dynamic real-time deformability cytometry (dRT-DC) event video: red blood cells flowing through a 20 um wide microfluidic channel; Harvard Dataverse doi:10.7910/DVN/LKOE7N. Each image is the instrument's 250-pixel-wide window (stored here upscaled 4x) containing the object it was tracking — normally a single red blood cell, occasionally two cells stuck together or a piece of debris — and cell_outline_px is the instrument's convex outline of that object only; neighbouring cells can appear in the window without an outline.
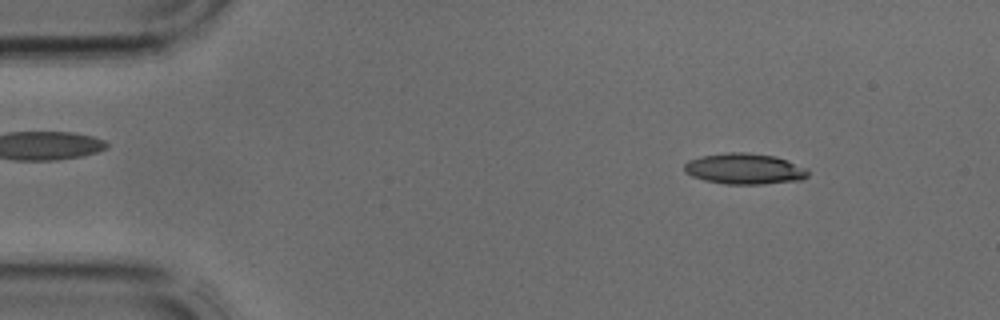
{"species": "common noctule bat (a hibernating species)", "species_latin": "Nyctalus noctula", "temperature_condition": "cold", "stored_images_in_passage": 4, "camera_frame_rate_fps": 3000, "um_per_image_px": 0.085, "animal": {"sex": "male", "body_mass_g": 17.9, "forearm_length_mm": 54.2}, "frame": {"image": 1, "passage_image": 1, "time_ms": 0.0, "image_size_px": [1000, 320], "cell_outline_px": [[808, 176], [804, 180], [764, 184], [724, 184], [704, 180], [692, 176], [684, 172], [684, 164], [688, 160], [700, 156], [728, 152], [748, 152], [776, 156], [788, 160], [808, 168]], "centroid_in_image_um": [63.31, 14.35], "position_along_channel_um": 21.7, "area_um2": 22.66}}
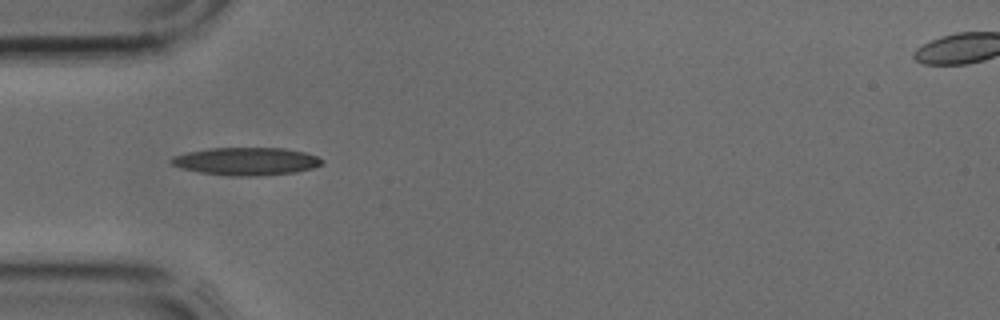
{"frame": {"image": 2, "passage_image": 3, "time_ms": 0.667, "image_size_px": [1000, 320], "cell_outline_px": [[324, 164], [312, 168], [296, 172], [264, 176], [232, 176], [200, 172], [180, 168], [172, 164], [168, 160], [172, 156], [188, 152], [208, 148], [284, 148], [304, 152], [316, 156], [324, 160]], "centroid_in_image_um": [20.94, 13.71], "position_along_channel_um": 64.1, "area_um2": 24.57}}